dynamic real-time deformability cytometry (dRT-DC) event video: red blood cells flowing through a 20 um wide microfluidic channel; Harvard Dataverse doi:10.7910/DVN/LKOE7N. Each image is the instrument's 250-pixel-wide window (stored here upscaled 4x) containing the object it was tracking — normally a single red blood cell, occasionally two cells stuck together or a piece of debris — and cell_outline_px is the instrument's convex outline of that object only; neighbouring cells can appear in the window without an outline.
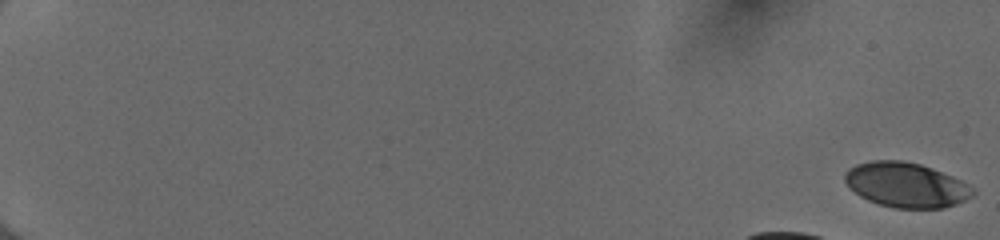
{"species": "human", "species_latin": "Homo sapiens", "temperature_condition": "cold", "stored_images_in_passage": 19, "camera_frame_rate_fps": 3000, "um_per_image_px": 0.085, "donor": {"sex": "female"}, "frame": {"image": 1, "passage_image": 1, "time_ms": 0.0, "image_size_px": [1000, 240], "cell_outline_px": [[976, 192], [972, 196], [956, 204], [944, 208], [896, 208], [880, 204], [868, 200], [860, 196], [844, 180], [844, 172], [848, 168], [856, 164], [872, 160], [904, 160], [920, 164], [932, 168], [952, 176], [968, 184]], "centroid_in_image_um": [77.02, 15.71], "position_along_channel_um": 8.0, "area_um2": 33.35}}